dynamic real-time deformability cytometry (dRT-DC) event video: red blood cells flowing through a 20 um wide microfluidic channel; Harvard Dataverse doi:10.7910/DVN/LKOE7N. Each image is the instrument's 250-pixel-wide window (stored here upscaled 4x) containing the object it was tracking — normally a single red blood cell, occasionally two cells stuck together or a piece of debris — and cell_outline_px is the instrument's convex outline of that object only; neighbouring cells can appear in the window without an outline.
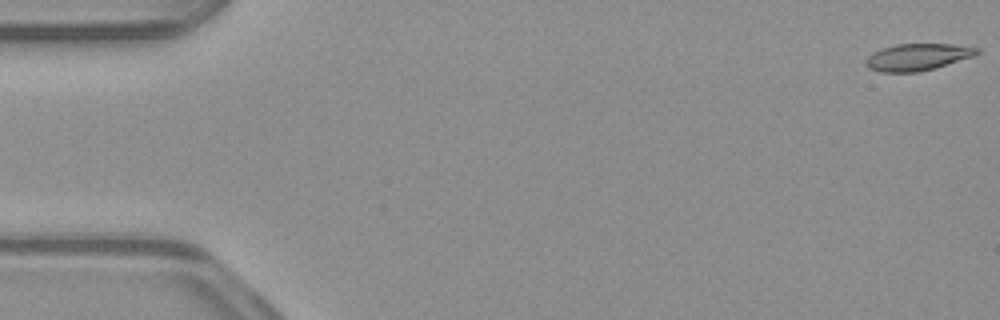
{"species": "common noctule bat (a hibernating species)", "species_latin": "Nyctalus noctula", "temperature_condition": "warm", "stored_images_in_passage": 53, "camera_frame_rate_fps": 3000, "um_per_image_px": 0.085, "animal": {"sex": "male", "body_mass_g": 23.1, "forearm_length_mm": 52.7}, "frame": {"image": 1, "passage_image": 1, "time_ms": 0.0, "image_size_px": [1000, 320], "cell_outline_px": [[980, 52], [972, 56], [936, 68], [916, 72], [880, 72], [868, 68], [864, 64], [864, 60], [872, 52], [896, 44], [952, 44], [980, 48]], "centroid_in_image_um": [77.95, 4.85], "position_along_channel_um": 7.0, "area_um2": 17.4}}
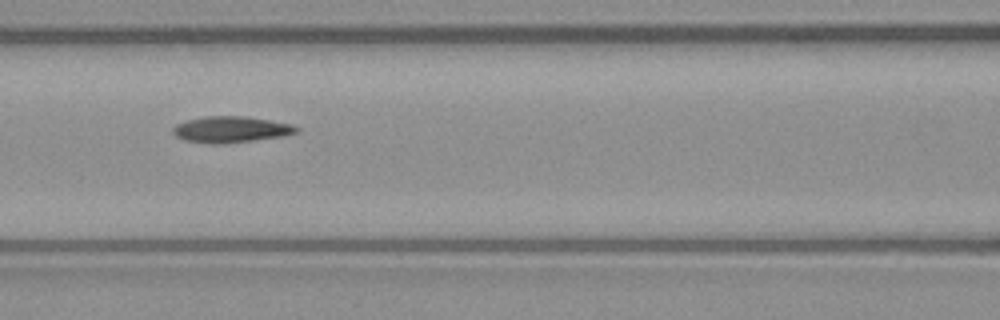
{"frame": {"image": 2, "passage_image": 23, "time_ms": 7.333, "image_size_px": [1000, 320], "cell_outline_px": [[300, 128], [296, 132], [284, 136], [220, 144], [208, 144], [184, 140], [176, 136], [172, 132], [172, 128], [176, 124], [184, 120], [204, 116], [244, 116], [292, 124]], "centroid_in_image_um": [19.57, 11.0], "position_along_channel_um": 147.0, "area_um2": 18.9}}
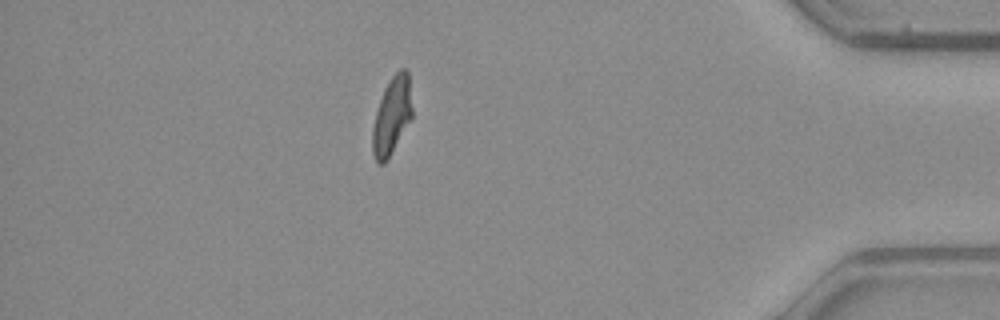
{"frame": {"image": 3, "passage_image": 46, "time_ms": 15.0, "image_size_px": [1000, 320], "cell_outline_px": [[412, 116], [384, 164], [376, 164], [372, 152], [372, 128], [376, 112], [384, 88], [392, 76], [400, 68], [404, 68], [408, 72], [412, 108]], "centroid_in_image_um": [33.28, 9.84], "position_along_channel_um": 401.9, "area_um2": 17.63}, "authors_computed_cell_mechanics": {"area_um2": 18.1492, "velocity_mm_per_s": 3.9382, "shape_relaxation_time_tau1_ms": null, "shape_relaxation_time_tau2_ms": 4.3203, "deformation_change_tau1": null, "deformation_change_tau2": 0.1257}}